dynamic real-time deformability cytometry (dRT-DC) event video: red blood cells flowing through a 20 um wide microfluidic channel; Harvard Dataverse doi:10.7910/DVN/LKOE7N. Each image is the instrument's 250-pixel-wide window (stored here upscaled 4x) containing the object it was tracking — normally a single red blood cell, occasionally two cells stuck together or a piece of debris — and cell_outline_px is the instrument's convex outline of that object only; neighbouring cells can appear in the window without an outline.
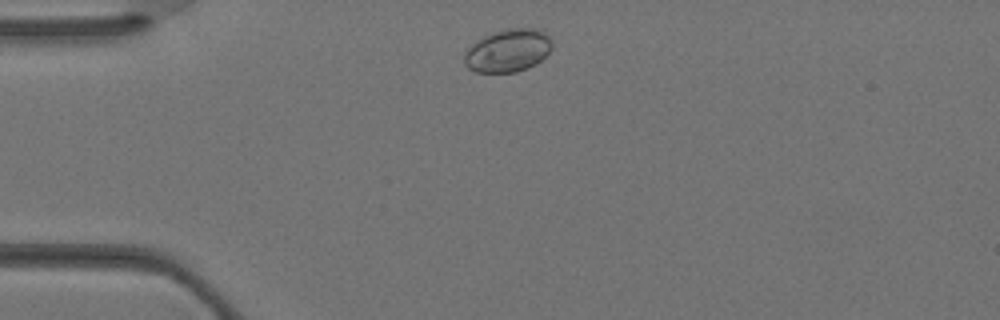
{"species": "Egyptian fruit bat (a non-hibernating species)", "species_latin": "Rousettus aegyptiacus", "temperature_condition": "warm", "stored_images_in_passage": 30, "camera_frame_rate_fps": 3000, "um_per_image_px": 0.085, "animal": {"sex": "female"}, "frame": {"image": 1, "passage_image": 2, "time_ms": 0.333, "image_size_px": [1000, 320], "cell_outline_px": [[552, 48], [536, 64], [516, 72], [476, 72], [468, 68], [464, 64], [464, 56], [468, 48], [472, 44], [484, 36], [492, 32], [512, 28], [540, 28], [552, 40]], "centroid_in_image_um": [43.18, 4.29], "position_along_channel_um": 41.8, "area_um2": 21.85}}
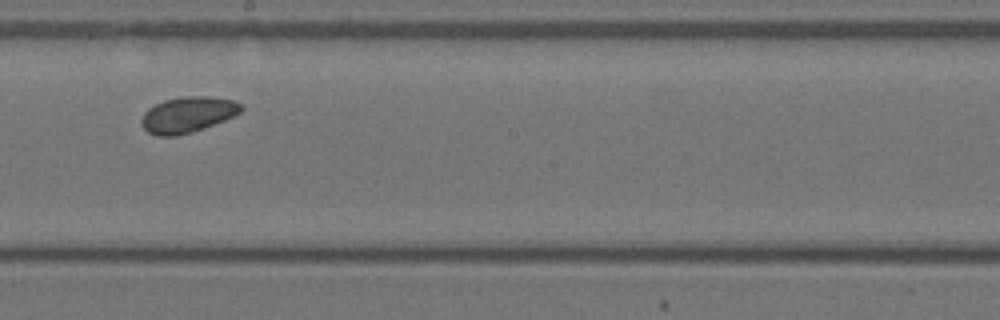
{"frame": {"image": 2, "passage_image": 14, "time_ms": 4.333, "image_size_px": [1000, 320], "cell_outline_px": [[244, 108], [240, 112], [224, 120], [204, 128], [176, 136], [156, 136], [148, 132], [140, 124], [140, 120], [144, 112], [148, 108], [164, 100], [184, 96], [212, 96], [232, 100], [240, 104]], "centroid_in_image_um": [15.92, 9.74], "position_along_channel_um": 232.3, "area_um2": 20.75}}
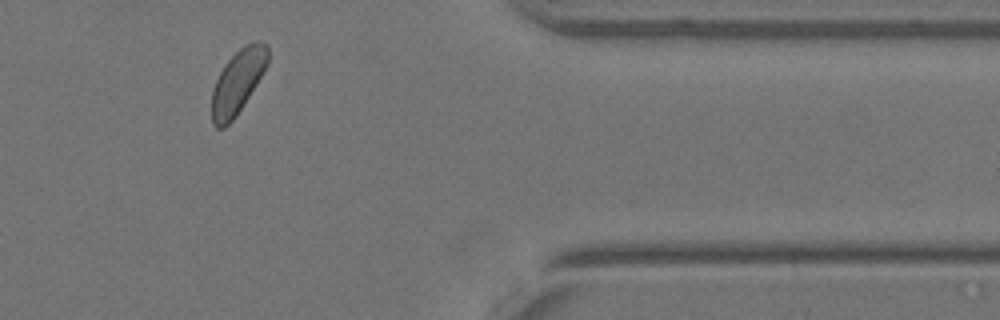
{"frame": {"image": 3, "passage_image": 24, "time_ms": 7.667, "image_size_px": [1000, 320], "cell_outline_px": [[268, 64], [256, 84], [236, 116], [224, 128], [216, 128], [212, 124], [212, 88], [224, 64], [244, 44], [256, 40], [260, 40], [268, 44]], "centroid_in_image_um": [20.21, 6.92], "position_along_channel_um": 391.2, "area_um2": 20.87}}